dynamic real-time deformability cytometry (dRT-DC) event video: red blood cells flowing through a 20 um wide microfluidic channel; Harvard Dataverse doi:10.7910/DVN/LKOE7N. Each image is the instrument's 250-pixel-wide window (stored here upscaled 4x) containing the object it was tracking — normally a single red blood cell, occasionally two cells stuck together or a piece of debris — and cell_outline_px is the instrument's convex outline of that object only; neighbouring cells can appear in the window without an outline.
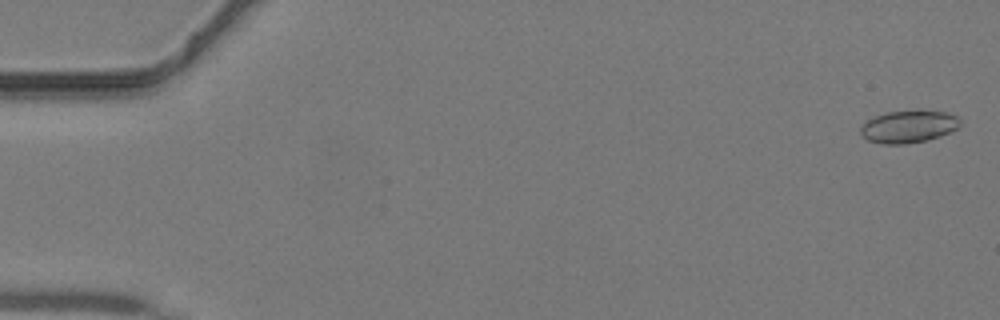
{"species": "common noctule bat (a hibernating species)", "species_latin": "Nyctalus noctula", "temperature_condition": "warm", "stored_images_in_passage": 44, "camera_frame_rate_fps": 3000, "um_per_image_px": 0.085, "animal": {"sex": "male", "body_mass_g": 19.2, "forearm_length_mm": 51.8}, "frame": {"image": 1, "passage_image": 1, "time_ms": 0.0, "image_size_px": [1000, 320], "cell_outline_px": [[960, 124], [956, 128], [948, 132], [924, 140], [904, 144], [884, 144], [868, 140], [860, 132], [860, 128], [868, 120], [876, 116], [888, 112], [916, 108], [920, 108], [948, 112], [956, 116], [960, 120]], "centroid_in_image_um": [77.24, 10.71], "position_along_channel_um": 7.8, "area_um2": 18.84}}
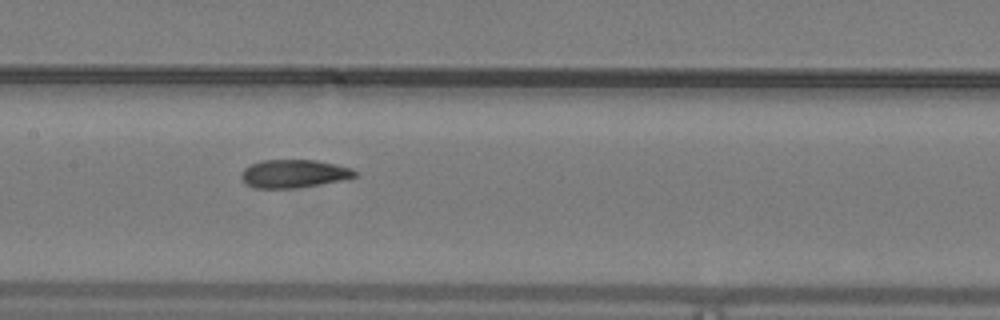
{"frame": {"image": 2, "passage_image": 22, "time_ms": 7.0, "image_size_px": [1000, 320], "cell_outline_px": [[356, 176], [348, 180], [296, 188], [252, 188], [244, 184], [240, 176], [244, 168], [260, 160], [316, 160], [336, 164], [352, 168], [356, 172]], "centroid_in_image_um": [24.98, 14.77], "position_along_channel_um": 182.4, "area_um2": 18.96}}
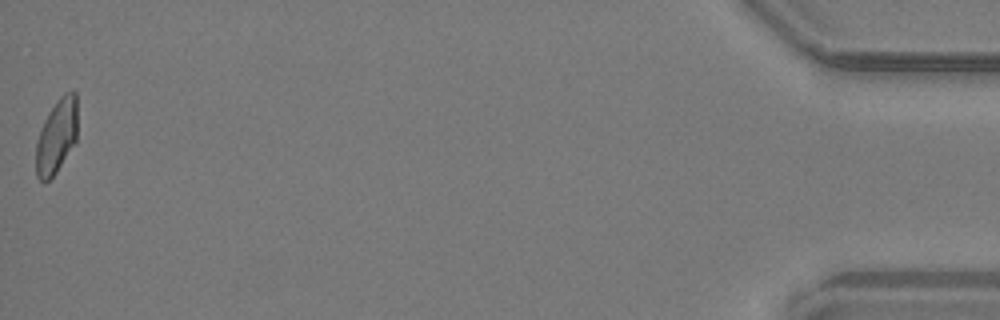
{"frame": {"image": 3, "passage_image": 44, "time_ms": 14.333, "image_size_px": [1000, 320], "cell_outline_px": [[76, 144], [56, 172], [44, 184], [36, 176], [36, 144], [44, 120], [48, 112], [56, 100], [64, 92], [72, 88], [76, 92]], "centroid_in_image_um": [4.82, 11.56], "position_along_channel_um": 430.4, "area_um2": 18.21}}